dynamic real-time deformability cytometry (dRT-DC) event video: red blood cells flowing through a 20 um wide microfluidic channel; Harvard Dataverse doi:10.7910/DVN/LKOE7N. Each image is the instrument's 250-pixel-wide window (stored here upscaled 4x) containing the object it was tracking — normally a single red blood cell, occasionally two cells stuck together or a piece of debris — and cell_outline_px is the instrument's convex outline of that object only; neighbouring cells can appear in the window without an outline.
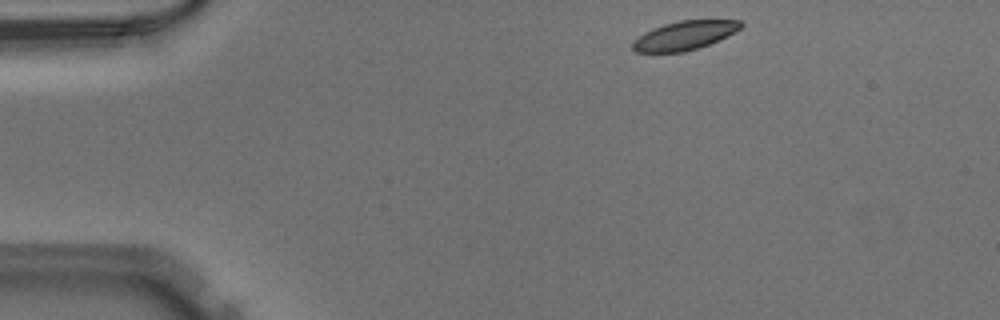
{"species": "Egyptian fruit bat (a non-hibernating species)", "species_latin": "Rousettus aegyptiacus", "temperature_condition": "warm", "stored_images_in_passage": 44, "camera_frame_rate_fps": 3000, "um_per_image_px": 0.085, "animal": {"sex": "male"}, "frame": {"image": 1, "passage_image": 1, "time_ms": 0.0, "image_size_px": [1000, 320], "cell_outline_px": [[744, 24], [740, 28], [708, 44], [684, 52], [636, 52], [632, 48], [632, 44], [644, 32], [652, 28], [664, 24], [680, 20], [740, 20]], "centroid_in_image_um": [58.15, 3.0], "position_along_channel_um": 26.9, "area_um2": 17.74}}
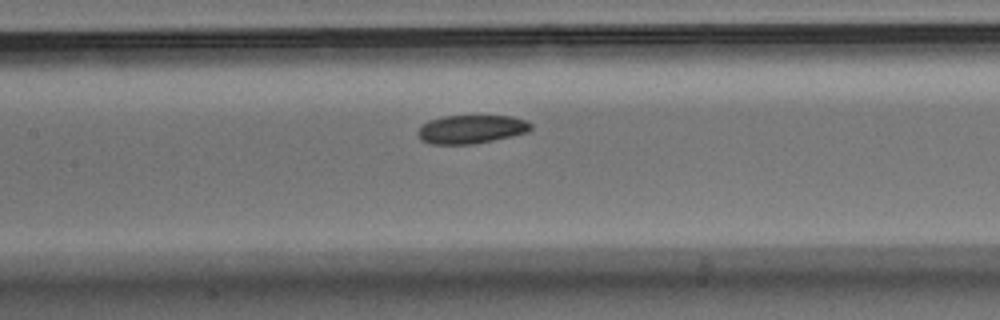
{"frame": {"image": 2, "passage_image": 17, "time_ms": 5.333, "image_size_px": [1000, 320], "cell_outline_px": [[532, 128], [528, 132], [512, 136], [476, 144], [428, 144], [420, 140], [416, 132], [428, 120], [444, 116], [512, 116], [528, 120], [532, 124]], "centroid_in_image_um": [40.07, 10.99], "position_along_channel_um": 167.3, "area_um2": 19.02}}
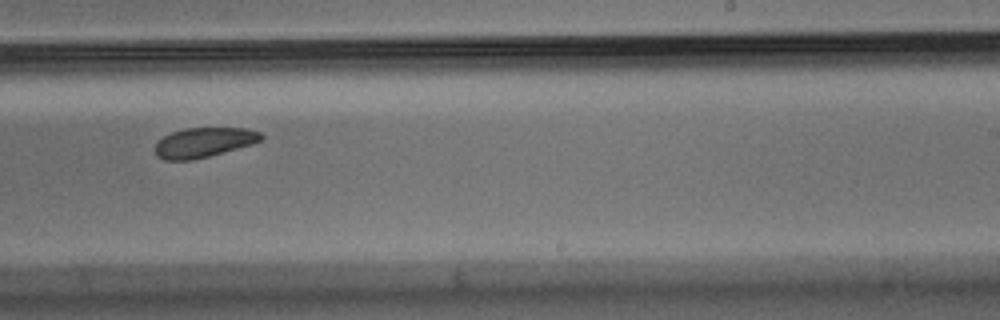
{"frame": {"image": 3, "passage_image": 25, "time_ms": 8.0, "image_size_px": [1000, 320], "cell_outline_px": [[264, 140], [252, 144], [208, 156], [192, 160], [164, 160], [156, 156], [156, 144], [164, 136], [172, 132], [184, 128], [244, 128], [260, 132], [264, 136]], "centroid_in_image_um": [17.34, 12.1], "position_along_channel_um": 271.7, "area_um2": 18.26}}